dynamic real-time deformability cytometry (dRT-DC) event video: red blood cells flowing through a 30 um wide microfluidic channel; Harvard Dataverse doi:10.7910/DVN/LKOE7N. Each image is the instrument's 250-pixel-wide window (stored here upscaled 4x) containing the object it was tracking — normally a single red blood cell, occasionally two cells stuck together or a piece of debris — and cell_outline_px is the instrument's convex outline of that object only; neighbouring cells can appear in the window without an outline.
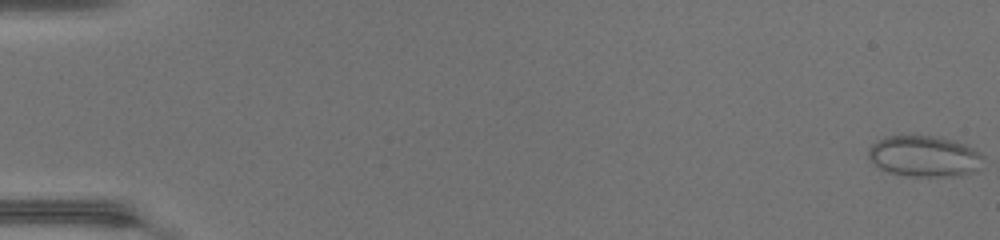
{"species": "common noctule bat (a hibernating species)", "species_latin": "Nyctalus noctula", "temperature_condition": "warm", "stored_images_in_passage": 45, "camera_frame_rate_fps": 3000, "um_per_image_px": 0.085, "animal": {"sex": "female", "body_mass_g": 17.0, "forearm_length_mm": 48.0}, "frame": {"image": 1, "passage_image": 1, "time_ms": 0.0, "image_size_px": [1000, 240], "cell_outline_px": [[984, 156], [980, 168], [976, 172], [960, 176], [908, 176], [888, 172], [880, 168], [868, 156], [868, 148], [872, 144], [888, 136], [936, 136], [952, 140], [976, 148]], "centroid_in_image_um": [78.63, 13.29], "position_along_channel_um": 6.4, "area_um2": 27.57}}
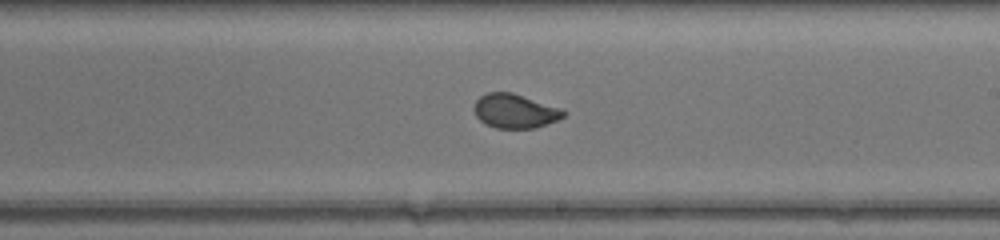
{"frame": {"image": 2, "passage_image": 30, "time_ms": 9.667, "image_size_px": [1000, 240], "cell_outline_px": [[568, 112], [564, 116], [556, 120], [536, 128], [496, 128], [484, 124], [476, 116], [472, 108], [476, 100], [480, 96], [488, 92], [512, 92], [560, 108]], "centroid_in_image_um": [43.73, 9.44], "position_along_channel_um": 245.3, "area_um2": 17.86}}
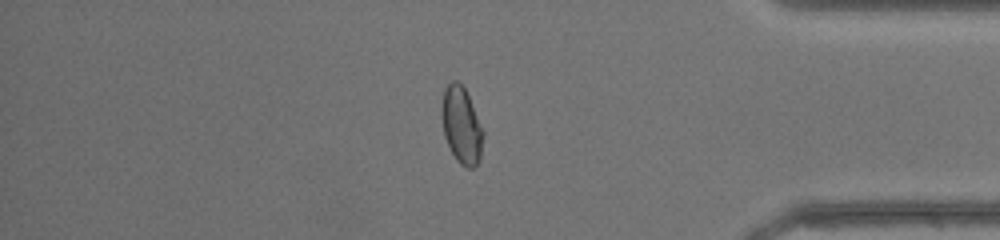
{"frame": {"image": 3, "passage_image": 42, "time_ms": 13.667, "image_size_px": [1000, 240], "cell_outline_px": [[484, 136], [480, 160], [472, 168], [468, 168], [460, 164], [456, 160], [444, 136], [440, 116], [440, 108], [444, 88], [452, 80], [456, 80], [464, 88], [484, 128]], "centroid_in_image_um": [39.22, 10.65], "position_along_channel_um": 396.0, "area_um2": 18.9}}